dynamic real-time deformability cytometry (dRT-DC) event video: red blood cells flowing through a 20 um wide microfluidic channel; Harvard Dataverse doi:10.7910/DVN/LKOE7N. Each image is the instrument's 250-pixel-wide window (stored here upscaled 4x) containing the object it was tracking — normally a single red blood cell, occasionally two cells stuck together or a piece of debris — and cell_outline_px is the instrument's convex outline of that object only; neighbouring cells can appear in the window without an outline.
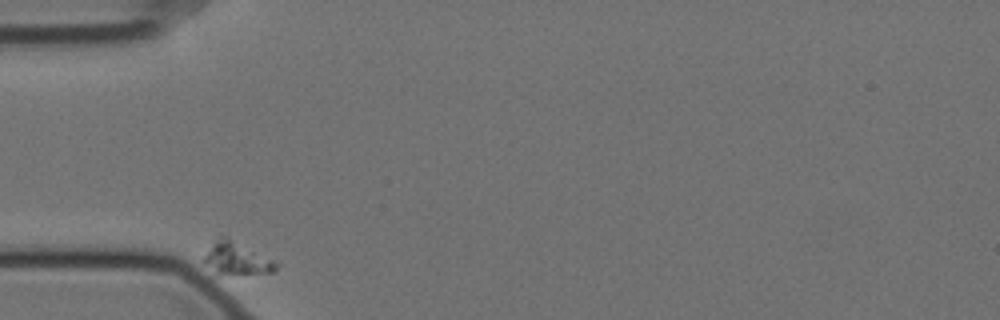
{"species": "Egyptian fruit bat (a non-hibernating species)", "species_latin": "Rousettus aegyptiacus", "temperature_condition": "cold", "stored_images_in_passage": 39, "camera_frame_rate_fps": 3000, "um_per_image_px": 0.085, "animal": {"sex": "female"}, "frame": {"image": 1, "passage_image": 1, "time_ms": 0.0, "image_size_px": [1000, 320], "cell_outline_px": [[280, 264], [272, 272], [216, 276], [204, 264], [204, 256], [212, 244], [220, 236], [228, 236]], "centroid_in_image_um": [20.07, 22.0], "position_along_channel_um": 64.9, "area_um2": 13.87}}
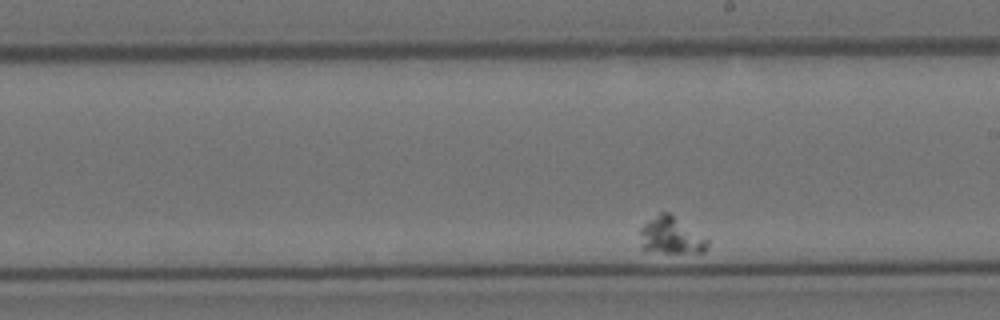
{"frame": {"image": 2, "passage_image": 23, "time_ms": 7.333, "image_size_px": [1000, 320], "cell_outline_px": [[708, 244], [704, 252], [644, 252], [640, 248], [640, 228], [648, 220], [660, 212], [668, 212], [708, 240]], "centroid_in_image_um": [56.95, 20.05], "position_along_channel_um": 232.0, "area_um2": 14.39}}
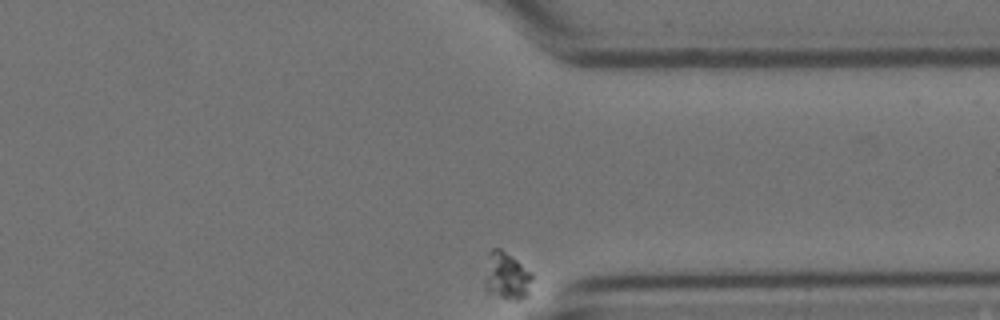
{"frame": {"image": 3, "passage_image": 39, "time_ms": 12.667, "image_size_px": [1000, 320], "cell_outline_px": [[532, 280], [528, 292], [520, 300], [516, 300], [500, 296], [488, 292], [484, 288], [484, 280], [488, 252], [492, 248], [500, 248], [532, 272]], "centroid_in_image_um": [43.03, 23.44], "position_along_channel_um": 368.4, "area_um2": 13.01}}